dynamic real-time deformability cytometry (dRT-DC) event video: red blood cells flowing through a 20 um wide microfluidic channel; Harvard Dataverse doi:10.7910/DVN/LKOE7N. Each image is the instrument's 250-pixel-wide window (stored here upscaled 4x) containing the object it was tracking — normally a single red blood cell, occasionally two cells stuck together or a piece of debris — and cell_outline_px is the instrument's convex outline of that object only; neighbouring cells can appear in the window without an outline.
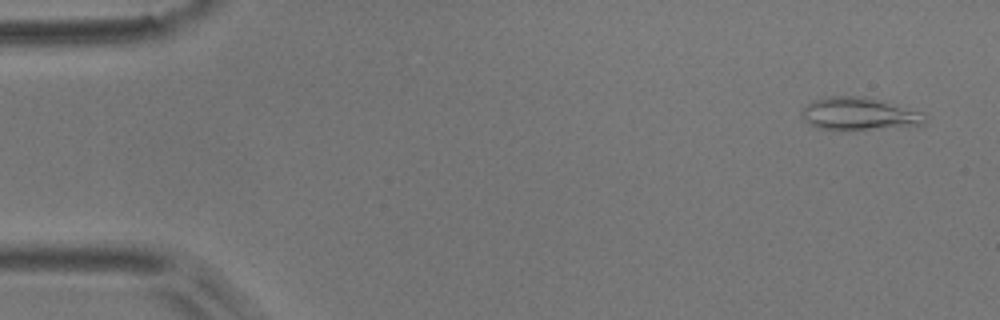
{"species": "common noctule bat (a hibernating species)", "species_latin": "Nyctalus noctula", "temperature_condition": "room temperature", "stored_images_in_passage": 4, "camera_frame_rate_fps": 3000, "um_per_image_px": 0.085, "animal": {"sex": "male", "body_mass_g": 17.9}, "frame": {"image": 1, "passage_image": 1, "time_ms": 0.0, "image_size_px": [1000, 320], "cell_outline_px": [[928, 116], [924, 124], [848, 132], [816, 128], [800, 120], [800, 112], [808, 104], [824, 96], [864, 96], [880, 100], [924, 112]], "centroid_in_image_um": [72.98, 9.71], "position_along_channel_um": 12.0, "area_um2": 24.28}}